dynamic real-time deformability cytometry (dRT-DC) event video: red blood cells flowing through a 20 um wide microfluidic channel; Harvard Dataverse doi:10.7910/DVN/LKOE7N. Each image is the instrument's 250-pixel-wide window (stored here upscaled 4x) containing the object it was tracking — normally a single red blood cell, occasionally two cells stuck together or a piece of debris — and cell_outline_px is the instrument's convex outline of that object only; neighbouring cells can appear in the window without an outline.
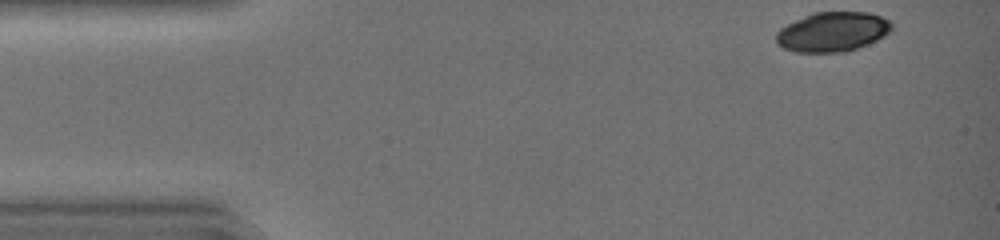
{"species": "common noctule bat (a hibernating species)", "species_latin": "Nyctalus noctula", "temperature_condition": "warm", "stored_images_in_passage": 39, "camera_frame_rate_fps": 3000, "um_per_image_px": 0.085, "animal": {"sex": "female", "body_mass_g": 19.0, "forearm_length_mm": 51.5}, "frame": {"image": 1, "passage_image": 1, "time_ms": 0.0, "image_size_px": [1000, 240], "cell_outline_px": [[892, 28], [884, 36], [868, 44], [848, 52], [796, 52], [784, 48], [776, 44], [776, 32], [780, 28], [812, 12], [868, 12], [880, 16], [888, 20], [892, 24]], "centroid_in_image_um": [70.75, 2.71], "position_along_channel_um": 14.2, "area_um2": 26.7}}
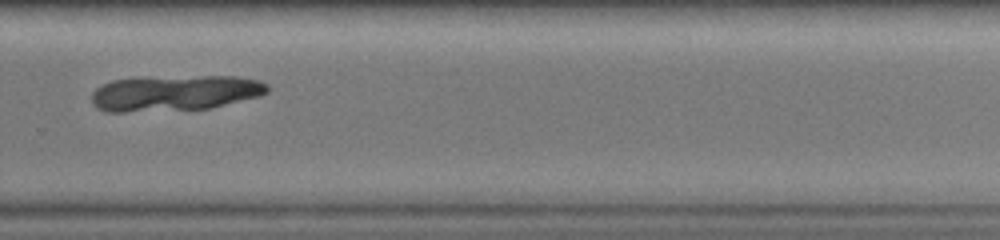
{"frame": {"image": 2, "passage_image": 28, "time_ms": 9.0, "image_size_px": [1000, 240], "cell_outline_px": [[268, 92], [260, 96], [212, 108], [124, 112], [108, 112], [96, 108], [92, 104], [92, 92], [96, 88], [112, 80], [140, 76], [236, 76], [260, 80], [268, 84]], "centroid_in_image_um": [14.85, 7.89], "position_along_channel_um": 315.0, "area_um2": 37.22}}
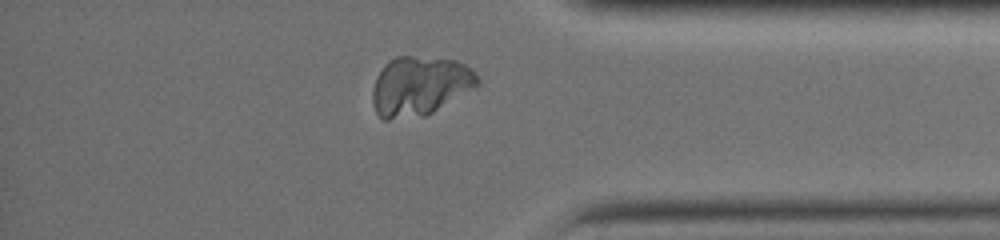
{"frame": {"image": 3, "passage_image": 34, "time_ms": 11.0, "image_size_px": [1000, 240], "cell_outline_px": [[480, 84], [476, 88], [432, 112], [424, 116], [388, 120], [384, 120], [376, 112], [372, 104], [372, 92], [376, 76], [384, 64], [388, 60], [396, 56], [412, 56], [456, 60], [472, 68], [480, 76]], "centroid_in_image_um": [35.69, 7.3], "position_along_channel_um": 399.5, "area_um2": 36.76}}